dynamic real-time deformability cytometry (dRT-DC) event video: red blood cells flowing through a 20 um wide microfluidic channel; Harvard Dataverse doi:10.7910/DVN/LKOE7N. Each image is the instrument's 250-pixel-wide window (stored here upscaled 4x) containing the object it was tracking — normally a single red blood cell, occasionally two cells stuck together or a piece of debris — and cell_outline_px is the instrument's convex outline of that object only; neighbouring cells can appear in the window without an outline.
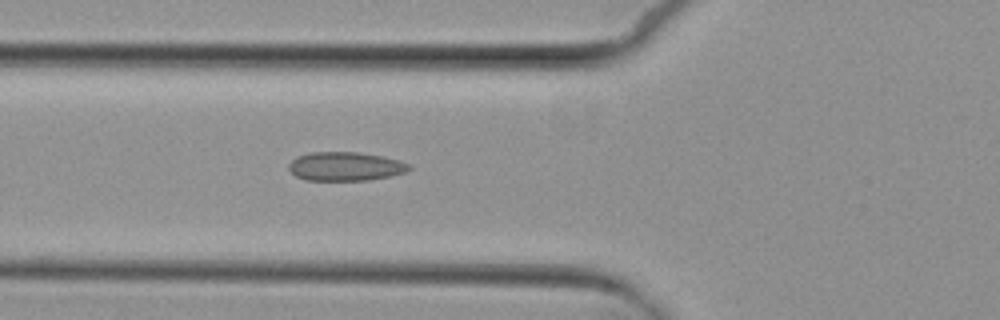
{"species": "common noctule bat (a hibernating species)", "species_latin": "Nyctalus noctula", "temperature_condition": "cold", "stored_images_in_passage": 5, "camera_frame_rate_fps": 3000, "um_per_image_px": 0.085, "animal": {"sex": "female", "body_mass_g": 29.2, "forearm_length_mm": 56.3}, "frame": {"image": 1, "passage_image": 5, "time_ms": 5.667, "image_size_px": [1000, 320], "cell_outline_px": [[412, 168], [408, 172], [368, 180], [304, 180], [296, 176], [288, 168], [288, 164], [296, 156], [308, 152], [360, 152], [384, 156], [400, 160], [408, 164]], "centroid_in_image_um": [29.36, 14.13], "position_along_channel_um": 96.4, "area_um2": 20.4}}